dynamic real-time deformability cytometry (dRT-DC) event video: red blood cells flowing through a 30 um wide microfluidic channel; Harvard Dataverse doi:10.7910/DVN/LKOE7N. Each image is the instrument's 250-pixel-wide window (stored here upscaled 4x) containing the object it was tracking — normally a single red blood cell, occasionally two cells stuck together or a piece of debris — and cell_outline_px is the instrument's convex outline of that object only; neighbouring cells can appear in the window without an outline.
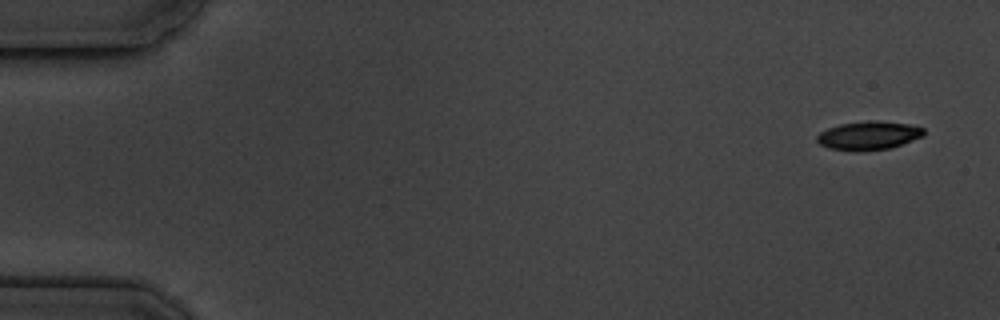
{"species": "common noctule bat (a hibernating species)", "species_latin": "Nyctalus noctula", "temperature_condition": "cold", "stored_images_in_passage": 5, "camera_frame_rate_fps": 3000, "um_per_image_px": 0.085, "animal": {"sex": "male", "body_mass_g": 19.5, "forearm_length_mm": 54.6}, "frame": {"image": 1, "passage_image": 1, "time_ms": 0.0, "image_size_px": [1000, 320], "cell_outline_px": [[924, 136], [888, 148], [864, 152], [852, 152], [828, 148], [820, 144], [816, 140], [816, 136], [820, 132], [828, 128], [840, 124], [868, 120], [876, 120], [908, 124], [924, 128]], "centroid_in_image_um": [73.79, 11.53], "position_along_channel_um": 11.2, "area_um2": 17.98}}
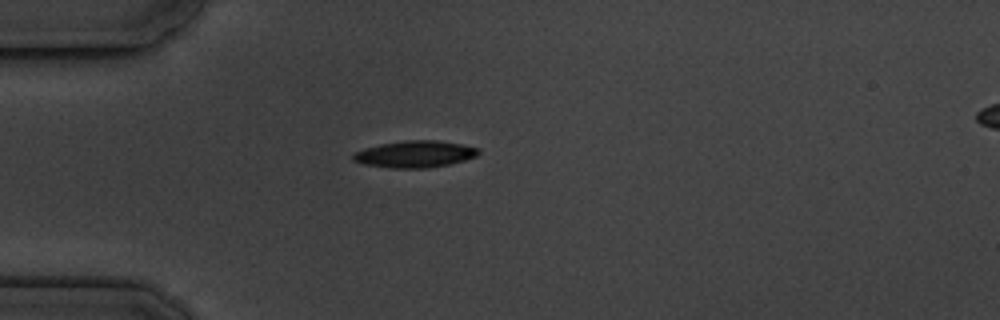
{"frame": {"image": 2, "passage_image": 4, "time_ms": 4.333, "image_size_px": [1000, 320], "cell_outline_px": [[480, 152], [476, 156], [464, 160], [448, 164], [428, 168], [392, 168], [364, 164], [352, 160], [352, 156], [356, 152], [364, 148], [380, 144], [404, 140], [436, 140], [460, 144], [480, 148]], "centroid_in_image_um": [35.26, 13.1], "position_along_channel_um": 49.7, "area_um2": 19.48}}